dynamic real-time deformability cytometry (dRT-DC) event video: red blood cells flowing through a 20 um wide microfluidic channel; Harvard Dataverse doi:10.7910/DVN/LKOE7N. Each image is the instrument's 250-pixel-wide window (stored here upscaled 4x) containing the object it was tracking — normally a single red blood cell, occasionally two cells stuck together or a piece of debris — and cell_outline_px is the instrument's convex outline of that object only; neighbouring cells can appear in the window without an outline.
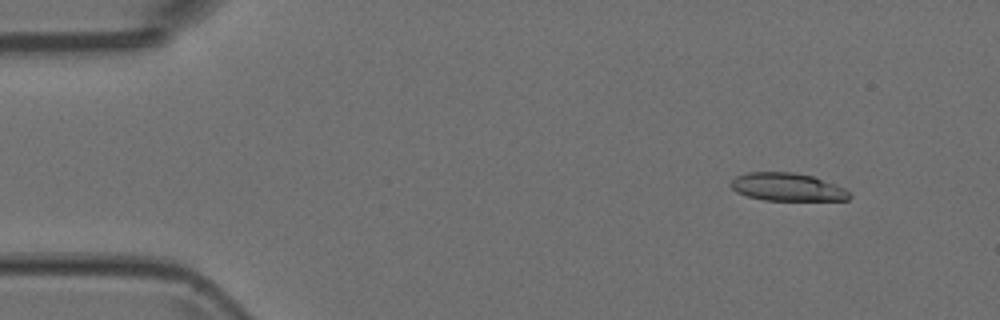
{"species": "Egyptian fruit bat (a non-hibernating species)", "species_latin": "Rousettus aegyptiacus", "temperature_condition": "room temperature", "stored_images_in_passage": 47, "camera_frame_rate_fps": 3000, "um_per_image_px": 0.085, "animal": {"sex": "female"}, "frame": {"image": 1, "passage_image": 2, "time_ms": 0.333, "image_size_px": [1000, 320], "cell_outline_px": [[852, 196], [848, 200], [764, 200], [748, 196], [736, 192], [732, 188], [732, 180], [736, 176], [748, 172], [792, 172], [812, 176], [844, 188]], "centroid_in_image_um": [66.91, 15.9], "position_along_channel_um": 18.1, "area_um2": 19.07}}
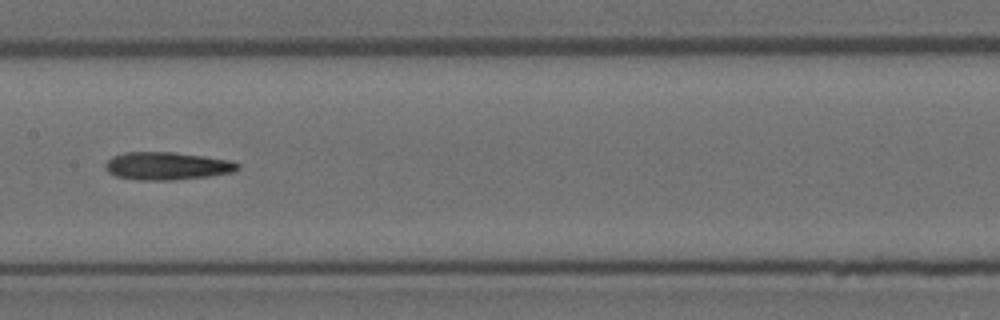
{"frame": {"image": 2, "passage_image": 22, "time_ms": 7.0, "image_size_px": [1000, 320], "cell_outline_px": [[240, 168], [232, 172], [208, 176], [172, 180], [136, 180], [116, 176], [108, 172], [104, 168], [104, 164], [112, 156], [124, 152], [176, 152], [204, 156], [228, 160], [240, 164]], "centroid_in_image_um": [14.16, 14.1], "position_along_channel_um": 193.2, "area_um2": 21.5}}
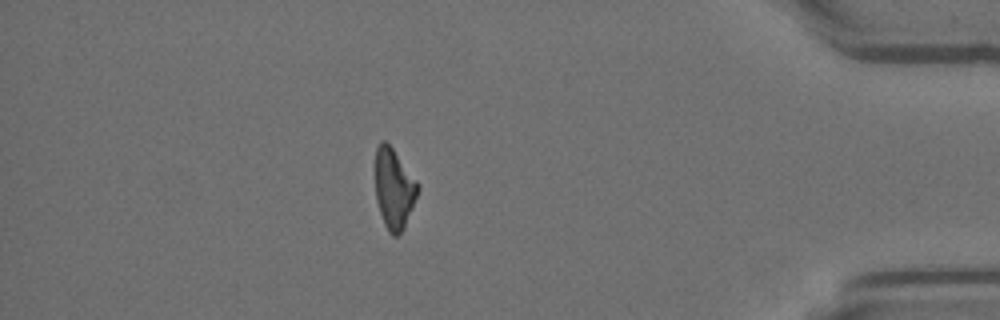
{"frame": {"image": 3, "passage_image": 41, "time_ms": 13.333, "image_size_px": [1000, 320], "cell_outline_px": [[420, 188], [404, 228], [396, 236], [392, 236], [388, 232], [384, 224], [376, 200], [376, 148], [380, 140], [384, 140], [392, 148], [420, 184]], "centroid_in_image_um": [33.5, 16.04], "position_along_channel_um": 401.7, "area_um2": 19.77}}